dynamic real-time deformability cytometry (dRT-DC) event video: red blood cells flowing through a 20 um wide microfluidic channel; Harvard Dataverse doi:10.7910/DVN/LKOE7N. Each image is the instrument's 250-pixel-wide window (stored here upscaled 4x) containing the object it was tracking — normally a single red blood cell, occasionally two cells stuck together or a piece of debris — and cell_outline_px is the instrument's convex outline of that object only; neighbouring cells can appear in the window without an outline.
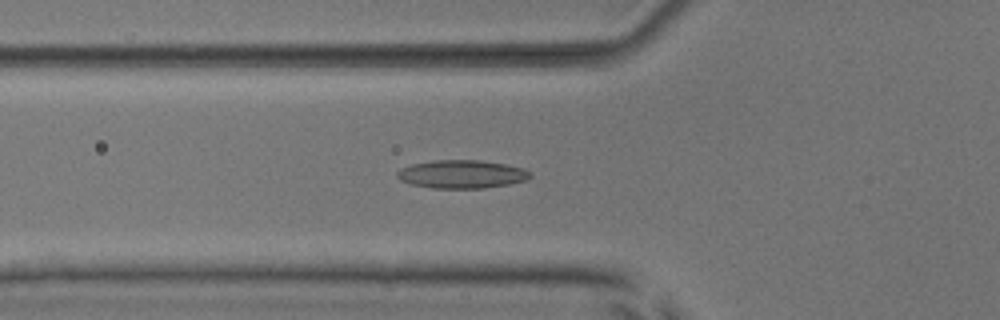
{"species": "common noctule bat (a hibernating species)", "species_latin": "Nyctalus noctula", "temperature_condition": "room temperature", "stored_images_in_passage": 40, "camera_frame_rate_fps": 3000, "um_per_image_px": 0.085, "animal": {"sex": "male", "body_mass_g": 17.9, "forearm_length_mm": 54.2}, "frame": {"image": 1, "passage_image": 7, "time_ms": 2.0, "image_size_px": [1000, 320], "cell_outline_px": [[532, 176], [528, 180], [508, 184], [484, 188], [432, 188], [412, 184], [400, 180], [396, 176], [396, 172], [400, 168], [412, 164], [432, 160], [480, 160], [504, 164], [524, 168], [532, 172]], "centroid_in_image_um": [39.26, 14.8], "position_along_channel_um": 86.5, "area_um2": 22.02}}
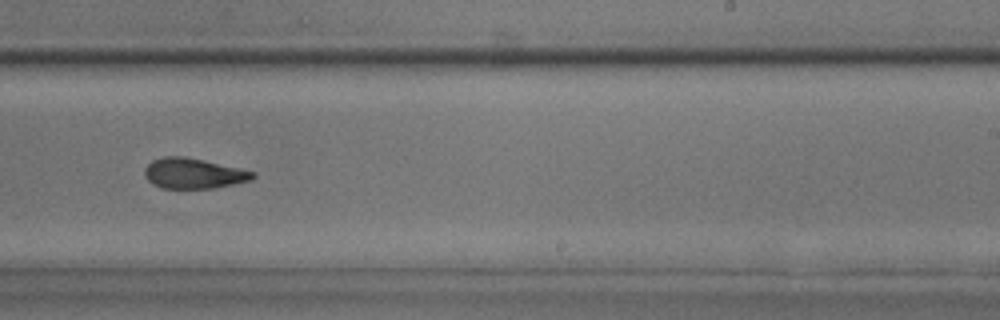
{"frame": {"image": 2, "passage_image": 21, "time_ms": 6.667, "image_size_px": [1000, 320], "cell_outline_px": [[256, 176], [252, 180], [212, 188], [160, 188], [152, 184], [144, 176], [144, 168], [152, 160], [164, 156], [184, 156], [204, 160], [256, 172]], "centroid_in_image_um": [16.42, 14.73], "position_along_channel_um": 272.6, "area_um2": 19.19}}
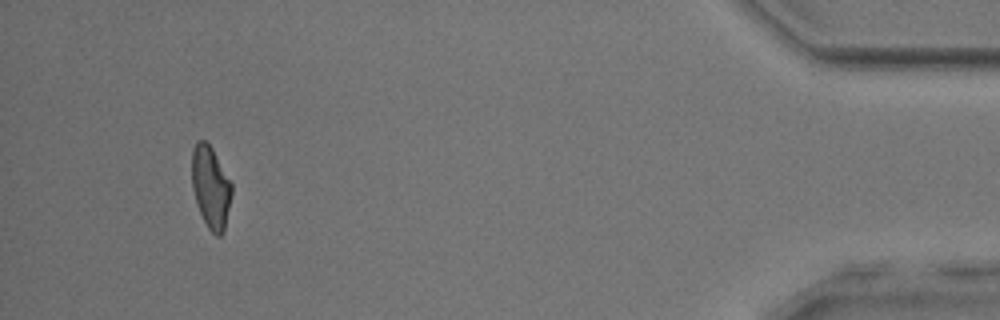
{"frame": {"image": 3, "passage_image": 37, "time_ms": 12.0, "image_size_px": [1000, 320], "cell_outline_px": [[232, 192], [224, 232], [220, 236], [216, 236], [208, 228], [196, 204], [192, 188], [192, 148], [196, 140], [204, 140], [212, 148], [232, 184]], "centroid_in_image_um": [17.9, 15.91], "position_along_channel_um": 417.3, "area_um2": 19.07}, "authors_computed_cell_mechanics": {"area_um2": 19.7098, "velocity_mm_per_s": 3.9929, "shape_relaxation_time_tau1_ms": null, "shape_relaxation_time_tau2_ms": 2.2592, "deformation_change_tau1": null, "deformation_change_tau2": 0.0903}}